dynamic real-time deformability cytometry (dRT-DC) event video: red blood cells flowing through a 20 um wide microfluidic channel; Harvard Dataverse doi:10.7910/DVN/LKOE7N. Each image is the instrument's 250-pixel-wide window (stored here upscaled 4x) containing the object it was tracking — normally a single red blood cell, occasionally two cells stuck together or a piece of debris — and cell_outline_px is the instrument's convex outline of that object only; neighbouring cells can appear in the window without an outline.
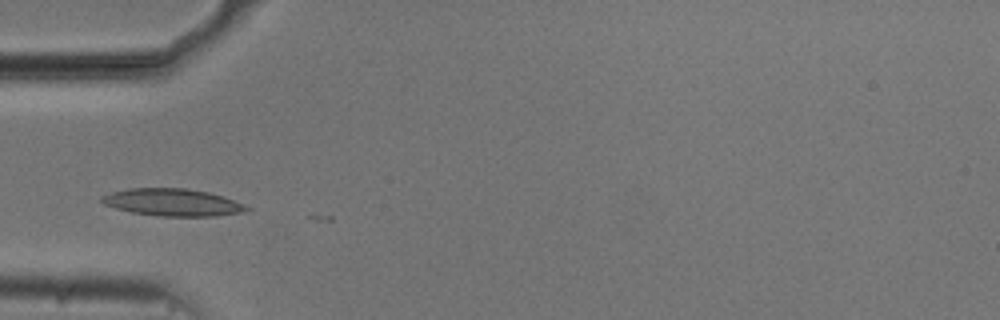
{"species": "common noctule bat (a hibernating species)", "species_latin": "Nyctalus noctula", "temperature_condition": "cold", "stored_images_in_passage": 3, "camera_frame_rate_fps": 3000, "um_per_image_px": 0.085, "animal": {"sex": "male", "body_mass_g": 20.5, "forearm_length_mm": 52.5}, "frame": {"image": 1, "passage_image": 1, "time_ms": 0.0, "image_size_px": [1000, 320], "cell_outline_px": [[252, 208], [240, 212], [216, 216], [160, 216], [132, 212], [116, 208], [104, 204], [100, 200], [100, 196], [112, 192], [128, 188], [188, 188], [208, 192], [224, 196], [244, 204]], "centroid_in_image_um": [14.66, 17.19], "position_along_channel_um": 70.3, "area_um2": 23.0}}